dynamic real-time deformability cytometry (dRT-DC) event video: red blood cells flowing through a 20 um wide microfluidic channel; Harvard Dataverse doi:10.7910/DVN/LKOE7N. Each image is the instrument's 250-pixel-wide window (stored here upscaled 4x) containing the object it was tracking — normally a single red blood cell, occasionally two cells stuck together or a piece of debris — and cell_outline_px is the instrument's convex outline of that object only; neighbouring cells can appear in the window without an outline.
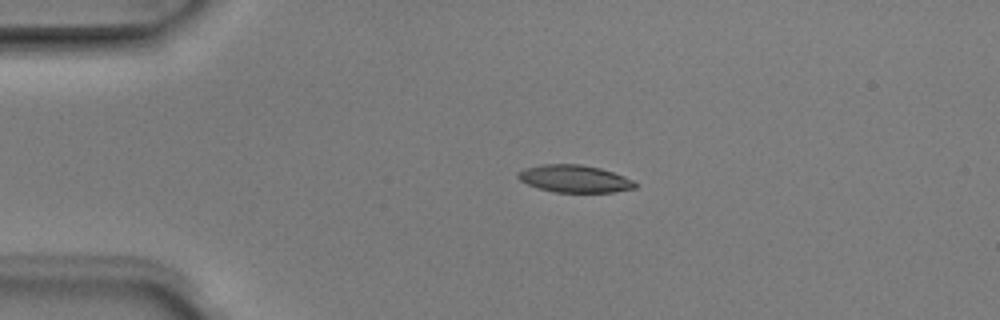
{"species": "Egyptian fruit bat (a non-hibernating species)", "species_latin": "Rousettus aegyptiacus", "temperature_condition": "room temperature", "stored_images_in_passage": 4, "camera_frame_rate_fps": 3000, "um_per_image_px": 0.085, "animal": {"sex": "male"}, "frame": {"image": 1, "passage_image": 3, "time_ms": 0.667, "image_size_px": [1000, 320], "cell_outline_px": [[636, 188], [612, 192], [556, 192], [540, 188], [528, 184], [520, 180], [516, 176], [516, 172], [524, 168], [540, 164], [580, 164], [600, 168], [624, 176], [632, 180], [636, 184]], "centroid_in_image_um": [48.8, 15.18], "position_along_channel_um": 36.2, "area_um2": 18.61}}